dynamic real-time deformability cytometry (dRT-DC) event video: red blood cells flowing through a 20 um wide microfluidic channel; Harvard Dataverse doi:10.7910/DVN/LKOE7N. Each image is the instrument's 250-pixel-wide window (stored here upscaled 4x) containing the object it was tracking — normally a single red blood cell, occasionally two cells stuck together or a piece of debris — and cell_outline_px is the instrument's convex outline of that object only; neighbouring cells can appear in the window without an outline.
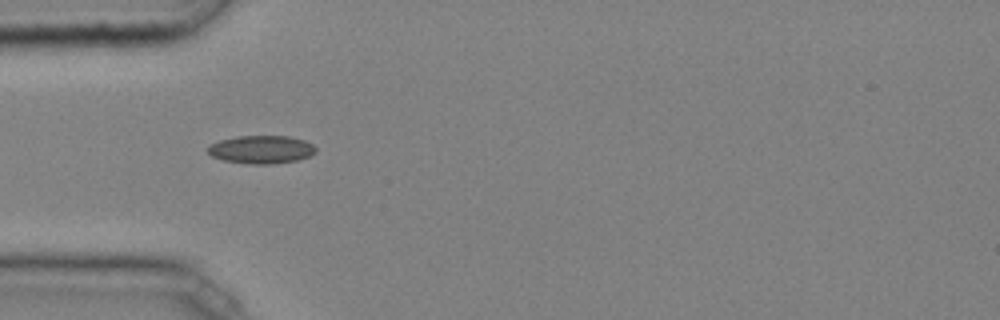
{"species": "common noctule bat (a hibernating species)", "species_latin": "Nyctalus noctula", "temperature_condition": "cold", "stored_images_in_passage": 18, "camera_frame_rate_fps": 3000, "um_per_image_px": 0.085, "animal": {"sex": "male", "body_mass_g": 20.4}, "frame": {"image": 1, "passage_image": 3, "time_ms": 0.667, "image_size_px": [1000, 320], "cell_outline_px": [[316, 152], [308, 156], [296, 160], [272, 164], [248, 164], [224, 160], [212, 156], [208, 152], [208, 144], [220, 140], [236, 136], [288, 136], [304, 140], [312, 144], [316, 148]], "centroid_in_image_um": [22.19, 12.7], "position_along_channel_um": 62.8, "area_um2": 17.63}}
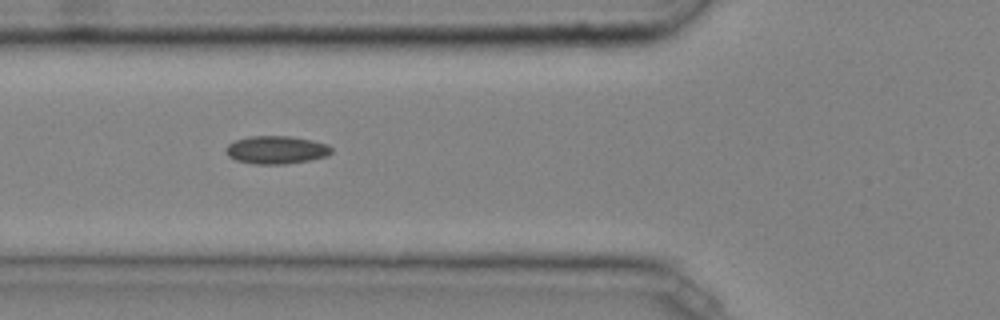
{"frame": {"image": 2, "passage_image": 6, "time_ms": 1.667, "image_size_px": [1000, 320], "cell_outline_px": [[332, 152], [328, 156], [308, 160], [284, 164], [256, 164], [236, 160], [228, 156], [224, 152], [224, 148], [228, 144], [236, 140], [248, 136], [288, 136], [312, 140], [328, 144], [332, 148]], "centroid_in_image_um": [23.47, 12.73], "position_along_channel_um": 102.3, "area_um2": 17.28}}